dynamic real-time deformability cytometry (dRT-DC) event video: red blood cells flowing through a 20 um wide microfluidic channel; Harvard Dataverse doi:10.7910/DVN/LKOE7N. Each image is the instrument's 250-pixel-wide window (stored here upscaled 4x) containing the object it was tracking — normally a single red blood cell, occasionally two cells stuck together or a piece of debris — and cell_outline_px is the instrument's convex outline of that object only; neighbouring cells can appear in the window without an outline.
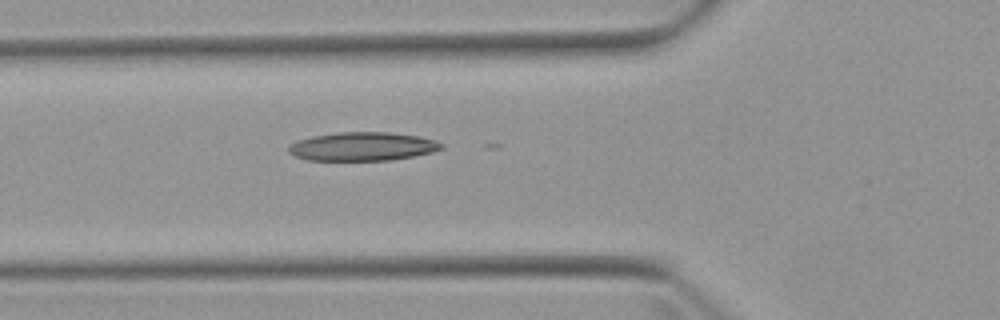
{"species": "Egyptian fruit bat (a non-hibernating species)", "species_latin": "Rousettus aegyptiacus", "temperature_condition": "warm", "stored_images_in_passage": 5, "camera_frame_rate_fps": 3000, "um_per_image_px": 0.085, "animal": {"sex": "female"}, "frame": {"image": 1, "passage_image": 5, "time_ms": 5.333, "image_size_px": [1000, 320], "cell_outline_px": [[444, 148], [432, 152], [412, 156], [388, 160], [308, 160], [296, 156], [288, 152], [288, 144], [296, 140], [312, 136], [340, 132], [388, 132], [416, 136], [436, 140], [444, 144]], "centroid_in_image_um": [30.79, 12.44], "position_along_channel_um": 95.0, "area_um2": 25.43}}